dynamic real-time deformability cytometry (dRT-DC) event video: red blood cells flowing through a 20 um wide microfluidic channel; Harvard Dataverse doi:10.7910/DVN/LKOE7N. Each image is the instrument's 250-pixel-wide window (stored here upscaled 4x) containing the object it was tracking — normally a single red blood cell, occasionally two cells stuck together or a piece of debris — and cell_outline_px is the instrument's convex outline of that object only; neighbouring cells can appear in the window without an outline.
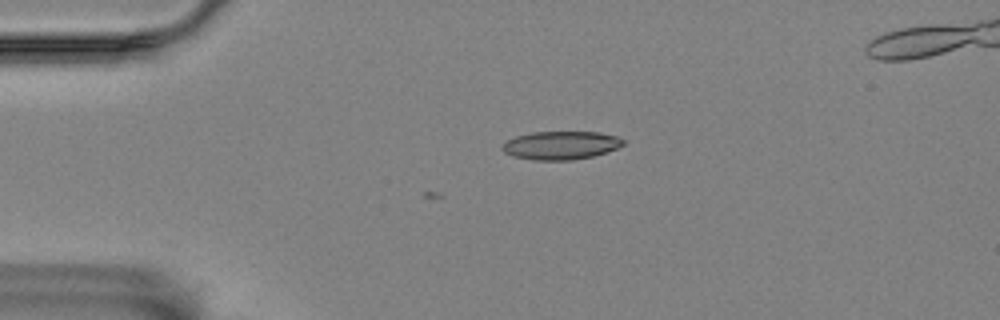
{"species": "Egyptian fruit bat (a non-hibernating species)", "species_latin": "Rousettus aegyptiacus", "temperature_condition": "room temperature", "stored_images_in_passage": 3, "camera_frame_rate_fps": 3000, "um_per_image_px": 0.085, "animal": {"sex": "female"}, "frame": {"image": 1, "passage_image": 1, "time_ms": 0.0, "image_size_px": [1000, 320], "cell_outline_px": [[624, 144], [608, 152], [592, 156], [572, 160], [532, 160], [512, 156], [504, 152], [500, 148], [508, 140], [516, 136], [532, 132], [600, 132], [616, 136], [624, 140]], "centroid_in_image_um": [47.66, 12.35], "position_along_channel_um": 37.3, "area_um2": 19.94}}